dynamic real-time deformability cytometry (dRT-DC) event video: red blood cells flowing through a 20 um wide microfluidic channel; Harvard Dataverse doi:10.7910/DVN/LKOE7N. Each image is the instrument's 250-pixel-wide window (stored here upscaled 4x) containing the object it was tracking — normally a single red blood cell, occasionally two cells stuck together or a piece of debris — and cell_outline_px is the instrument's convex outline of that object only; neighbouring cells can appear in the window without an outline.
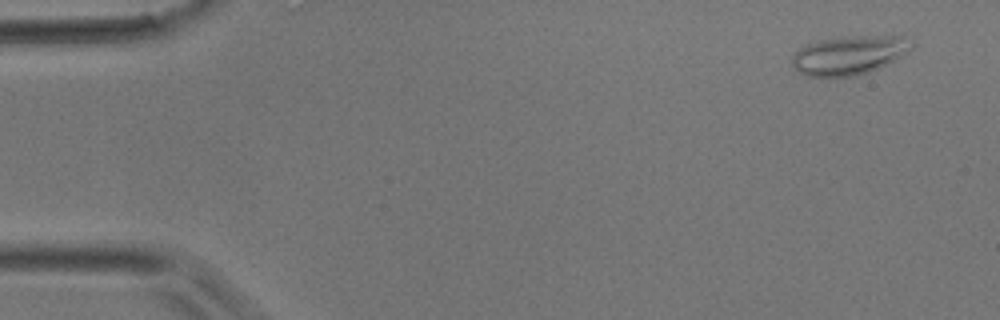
{"species": "common noctule bat (a hibernating species)", "species_latin": "Nyctalus noctula", "temperature_condition": "room temperature", "stored_images_in_passage": 5, "camera_frame_rate_fps": 3000, "um_per_image_px": 0.085, "animal": {"sex": "male", "body_mass_g": 17.9}, "frame": {"image": 1, "passage_image": 1, "time_ms": 0.0, "image_size_px": [1000, 320], "cell_outline_px": [[912, 48], [900, 56], [868, 72], [856, 76], [808, 76], [800, 72], [792, 64], [792, 56], [800, 48], [808, 44], [824, 40], [844, 36], [896, 36], [912, 44]], "centroid_in_image_um": [72.11, 4.69], "position_along_channel_um": 12.9, "area_um2": 26.13}}
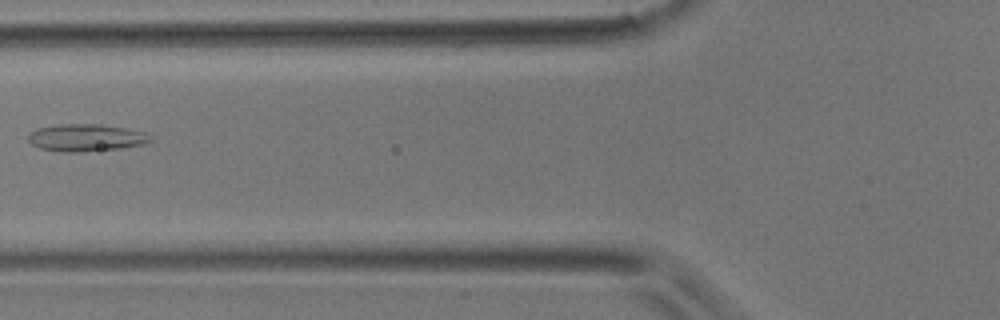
{"frame": {"image": 2, "passage_image": 5, "time_ms": 1.333, "image_size_px": [1000, 320], "cell_outline_px": [[152, 140], [140, 144], [120, 148], [80, 152], [60, 152], [40, 148], [32, 144], [28, 140], [28, 136], [36, 128], [56, 124], [100, 124], [124, 128], [144, 132]], "centroid_in_image_um": [7.24, 11.7], "position_along_channel_um": 118.6, "area_um2": 19.19}}